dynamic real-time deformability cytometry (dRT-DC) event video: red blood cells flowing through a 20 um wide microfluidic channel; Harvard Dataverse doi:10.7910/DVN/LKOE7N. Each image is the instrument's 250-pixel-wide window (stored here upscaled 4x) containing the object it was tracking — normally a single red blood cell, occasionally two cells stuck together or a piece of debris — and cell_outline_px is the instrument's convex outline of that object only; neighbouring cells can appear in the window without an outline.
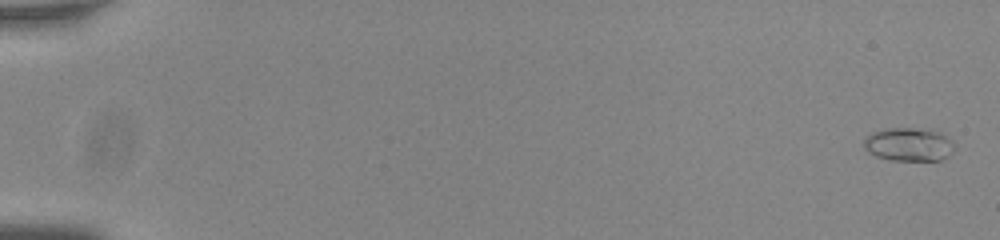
{"species": "common noctule bat (a hibernating species)", "species_latin": "Nyctalus noctula", "temperature_condition": "room temperature", "stored_images_in_passage": 56, "camera_frame_rate_fps": 3000, "um_per_image_px": 0.085, "animal": {"sex": "male", "body_mass_g": 20.0, "forearm_length_mm": 53.3}, "frame": {"image": 1, "passage_image": 2, "time_ms": 0.333, "image_size_px": [1000, 240], "cell_outline_px": [[956, 148], [948, 156], [940, 160], [888, 160], [876, 156], [868, 152], [864, 148], [864, 140], [872, 132], [884, 128], [912, 128], [940, 132], [952, 140]], "centroid_in_image_um": [77.25, 12.28], "position_along_channel_um": 7.8, "area_um2": 17.69}}
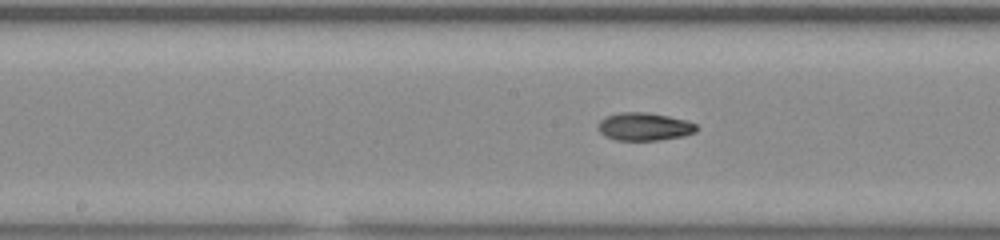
{"frame": {"image": 2, "passage_image": 31, "time_ms": 10.0, "image_size_px": [1000, 240], "cell_outline_px": [[696, 132], [684, 136], [660, 140], [616, 140], [604, 136], [600, 132], [600, 120], [608, 116], [620, 112], [644, 112], [668, 116], [684, 120], [696, 124]], "centroid_in_image_um": [54.78, 10.77], "position_along_channel_um": 193.4, "area_um2": 15.78}}
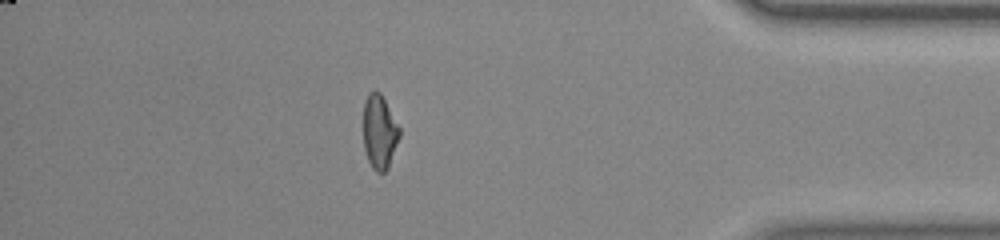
{"frame": {"image": 3, "passage_image": 50, "time_ms": 16.333, "image_size_px": [1000, 240], "cell_outline_px": [[400, 136], [388, 168], [384, 172], [376, 172], [372, 168], [368, 160], [364, 148], [364, 100], [368, 92], [376, 88], [380, 92], [400, 128]], "centroid_in_image_um": [32.25, 11.18], "position_along_channel_um": 403.0, "area_um2": 15.66}, "authors_computed_cell_mechanics": {"area_um2": 15.7794, "velocity_mm_per_s": 3.8159, "shape_relaxation_time_tau1_ms": null, "shape_relaxation_time_tau2_ms": 3.6962, "deformation_change_tau1": null, "deformation_change_tau2": 0.0901}}